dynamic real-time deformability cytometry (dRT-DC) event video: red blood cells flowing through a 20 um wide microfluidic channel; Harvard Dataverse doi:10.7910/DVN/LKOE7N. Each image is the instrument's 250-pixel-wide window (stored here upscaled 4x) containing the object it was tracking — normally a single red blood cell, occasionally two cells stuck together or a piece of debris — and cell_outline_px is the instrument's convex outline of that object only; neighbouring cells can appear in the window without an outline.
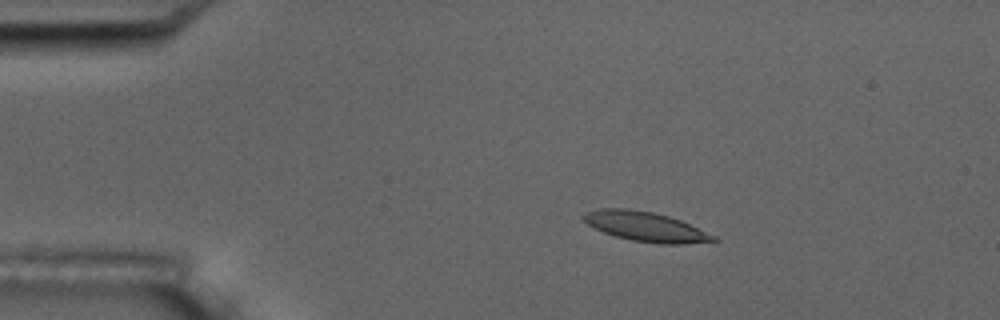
{"species": "common noctule bat (a hibernating species)", "species_latin": "Nyctalus noctula", "temperature_condition": "room temperature", "stored_images_in_passage": 6, "camera_frame_rate_fps": 3000, "um_per_image_px": 0.085, "animal": {"sex": "male", "body_mass_g": 17.5, "forearm_length_mm": 52.3}, "frame": {"image": 1, "passage_image": 3, "time_ms": 2.333, "image_size_px": [1000, 320], "cell_outline_px": [[720, 240], [684, 244], [660, 244], [632, 240], [616, 236], [604, 232], [588, 224], [580, 216], [584, 212], [600, 208], [628, 208], [652, 212], [668, 216], [680, 220], [716, 236]], "centroid_in_image_um": [54.86, 19.26], "position_along_channel_um": 30.1, "area_um2": 22.31}}
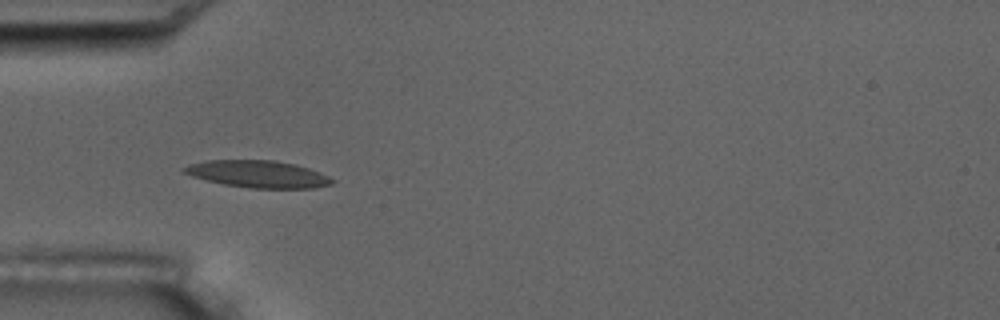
{"frame": {"image": 2, "passage_image": 5, "time_ms": 4.667, "image_size_px": [1000, 320], "cell_outline_px": [[336, 180], [332, 184], [316, 188], [248, 188], [224, 184], [192, 176], [180, 172], [180, 168], [188, 164], [204, 160], [276, 160], [296, 164], [308, 168], [328, 176]], "centroid_in_image_um": [21.9, 14.79], "position_along_channel_um": 63.1, "area_um2": 23.58}}